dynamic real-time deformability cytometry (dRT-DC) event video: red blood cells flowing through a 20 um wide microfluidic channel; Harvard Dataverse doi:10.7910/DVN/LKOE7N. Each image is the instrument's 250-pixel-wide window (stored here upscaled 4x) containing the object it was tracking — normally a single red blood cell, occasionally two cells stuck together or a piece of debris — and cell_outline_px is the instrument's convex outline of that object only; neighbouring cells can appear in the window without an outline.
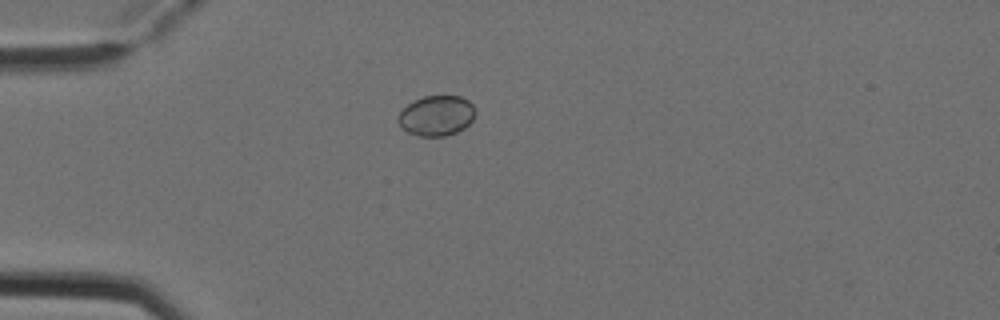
{"species": "Egyptian fruit bat (a non-hibernating species)", "species_latin": "Rousettus aegyptiacus", "temperature_condition": "cold", "stored_images_in_passage": 5, "camera_frame_rate_fps": 3000, "um_per_image_px": 0.085, "animal": {"sex": "female"}, "frame": {"image": 1, "passage_image": 5, "time_ms": 1.333, "image_size_px": [1000, 320], "cell_outline_px": [[476, 112], [472, 120], [464, 128], [456, 132], [444, 136], [420, 136], [408, 132], [400, 124], [400, 112], [408, 104], [424, 96], [460, 96], [468, 100], [476, 108]], "centroid_in_image_um": [37.16, 9.82], "position_along_channel_um": 47.8, "area_um2": 17.8}}